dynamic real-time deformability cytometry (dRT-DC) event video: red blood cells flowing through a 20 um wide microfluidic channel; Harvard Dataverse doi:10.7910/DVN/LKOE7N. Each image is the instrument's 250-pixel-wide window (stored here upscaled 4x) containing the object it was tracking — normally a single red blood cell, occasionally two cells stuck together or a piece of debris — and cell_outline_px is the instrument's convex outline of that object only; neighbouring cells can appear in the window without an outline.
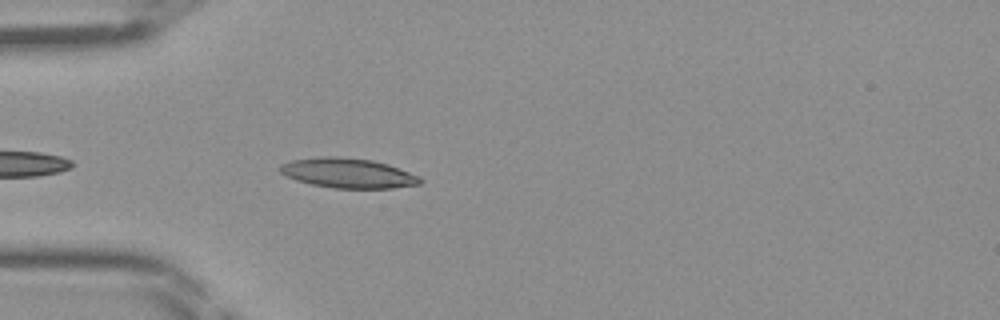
{"species": "Egyptian fruit bat (a non-hibernating species)", "species_latin": "Rousettus aegyptiacus", "temperature_condition": "room temperature", "stored_images_in_passage": 12, "camera_frame_rate_fps": 3000, "um_per_image_px": 0.085, "frame": {"image": 1, "passage_image": 3, "time_ms": 0.667, "image_size_px": [1000, 320], "cell_outline_px": [[424, 180], [420, 184], [392, 188], [332, 188], [312, 184], [296, 180], [280, 172], [280, 164], [292, 160], [320, 156], [340, 156], [372, 160], [388, 164], [420, 176]], "centroid_in_image_um": [29.6, 14.7], "position_along_channel_um": 55.4, "area_um2": 24.39}}